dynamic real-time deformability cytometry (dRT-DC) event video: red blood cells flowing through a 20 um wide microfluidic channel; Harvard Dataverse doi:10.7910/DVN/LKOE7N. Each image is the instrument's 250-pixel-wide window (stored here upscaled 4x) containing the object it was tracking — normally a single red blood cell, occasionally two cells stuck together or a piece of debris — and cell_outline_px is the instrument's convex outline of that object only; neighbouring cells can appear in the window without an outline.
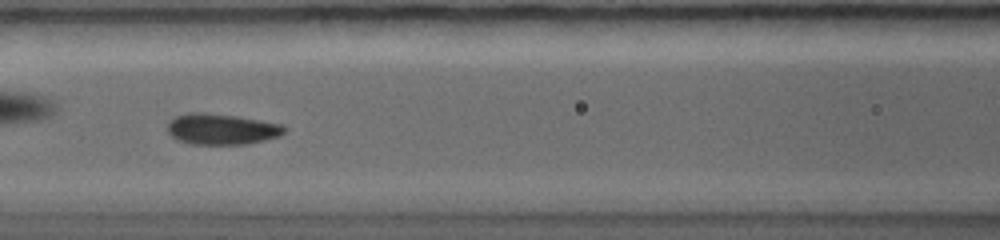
{"species": "common noctule bat (a hibernating species)", "species_latin": "Nyctalus noctula", "temperature_condition": "warm", "stored_images_in_passage": 6, "camera_frame_rate_fps": 5000, "um_per_image_px": 0.085, "animal": {"sex": "female", "body_mass_g": 19.0, "forearm_length_mm": 56.7}, "frame": {"image": 1, "passage_image": 3, "time_ms": 1.8, "image_size_px": [1000, 240], "cell_outline_px": [[288, 128], [280, 136], [264, 140], [244, 144], [192, 144], [176, 140], [168, 132], [168, 120], [176, 116], [188, 112], [204, 112], [240, 116], [284, 124]], "centroid_in_image_um": [18.85, 10.96], "position_along_channel_um": 147.7, "area_um2": 21.39}}